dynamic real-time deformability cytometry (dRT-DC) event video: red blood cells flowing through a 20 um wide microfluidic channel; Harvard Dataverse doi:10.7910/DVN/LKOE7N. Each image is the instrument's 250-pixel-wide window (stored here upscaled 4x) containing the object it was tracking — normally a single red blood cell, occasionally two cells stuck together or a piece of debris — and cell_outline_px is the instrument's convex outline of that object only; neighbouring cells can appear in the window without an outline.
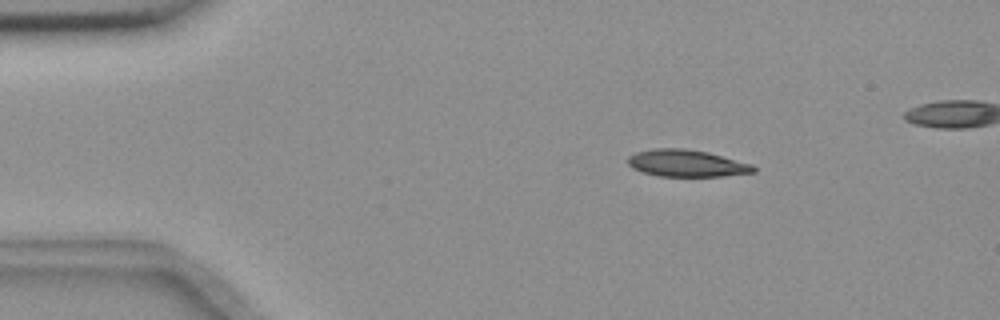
{"species": "common noctule bat (a hibernating species)", "species_latin": "Nyctalus noctula", "temperature_condition": "room temperature", "stored_images_in_passage": 4, "camera_frame_rate_fps": 3000, "um_per_image_px": 0.085, "animal": {"sex": "female", "body_mass_g": 18.4}, "frame": {"image": 1, "passage_image": 1, "time_ms": 0.0, "image_size_px": [1000, 320], "cell_outline_px": [[756, 172], [724, 176], [660, 176], [644, 172], [632, 168], [628, 164], [628, 156], [636, 152], [652, 148], [684, 148], [708, 152], [752, 164], [756, 168]], "centroid_in_image_um": [58.37, 13.87], "position_along_channel_um": 26.6, "area_um2": 19.77}}